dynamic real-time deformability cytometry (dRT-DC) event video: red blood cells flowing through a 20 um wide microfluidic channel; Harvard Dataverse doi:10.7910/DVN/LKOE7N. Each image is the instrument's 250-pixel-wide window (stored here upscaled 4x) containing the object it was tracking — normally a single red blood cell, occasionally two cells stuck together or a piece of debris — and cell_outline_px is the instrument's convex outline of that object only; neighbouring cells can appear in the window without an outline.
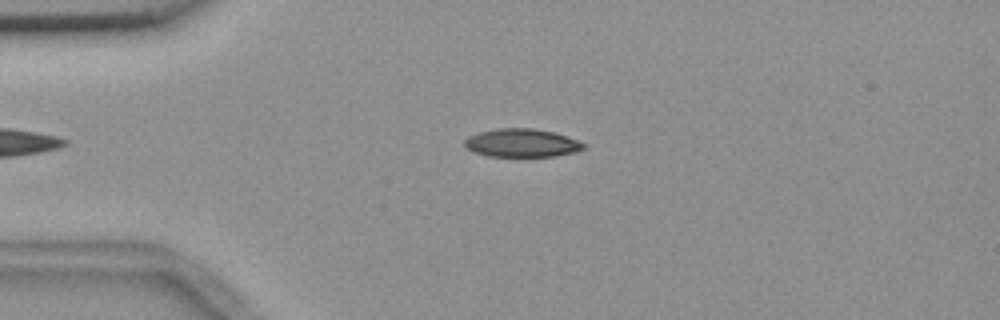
{"species": "common noctule bat (a hibernating species)", "species_latin": "Nyctalus noctula", "temperature_condition": "room temperature", "stored_images_in_passage": 42, "camera_frame_rate_fps": 3000, "um_per_image_px": 0.085, "animal": {"sex": "female", "body_mass_g": 18.4}, "frame": {"image": 1, "passage_image": 5, "time_ms": 1.333, "image_size_px": [1000, 320], "cell_outline_px": [[584, 148], [572, 152], [556, 156], [488, 156], [464, 148], [464, 140], [468, 136], [480, 132], [496, 128], [532, 128], [556, 132], [568, 136], [584, 144]], "centroid_in_image_um": [44.31, 12.14], "position_along_channel_um": 40.7, "area_um2": 19.54}}
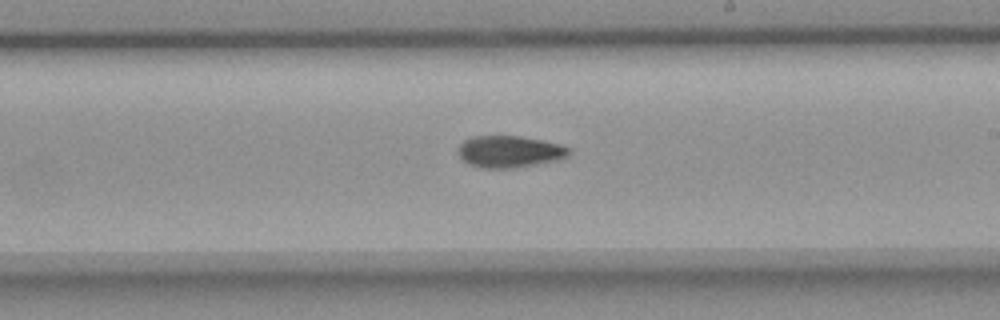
{"frame": {"image": 2, "passage_image": 24, "time_ms": 7.667, "image_size_px": [1000, 320], "cell_outline_px": [[568, 152], [564, 156], [552, 160], [512, 168], [480, 168], [468, 164], [460, 156], [460, 144], [464, 140], [472, 136], [520, 136], [560, 144], [568, 148]], "centroid_in_image_um": [43.22, 12.87], "position_along_channel_um": 245.8, "area_um2": 19.88}}
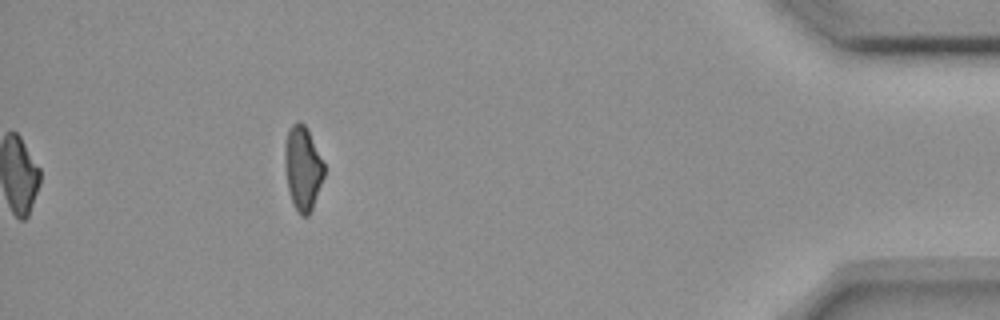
{"frame": {"image": 3, "passage_image": 42, "time_ms": 13.667, "image_size_px": [1000, 320], "cell_outline_px": [[324, 176], [312, 208], [308, 216], [300, 216], [292, 200], [288, 188], [284, 156], [284, 148], [288, 132], [292, 124], [300, 120], [308, 128], [324, 164]], "centroid_in_image_um": [25.74, 14.26], "position_along_channel_um": 409.5, "area_um2": 19.02}, "authors_computed_cell_mechanics": {"area_um2": 20.1433, "velocity_mm_per_s": 3.6679, "shape_relaxation_time_tau1_ms": 6.5102, "shape_relaxation_time_tau2_ms": 9.3186, "deformation_change_tau1": 0.162, "deformation_change_tau2": 0.136}}